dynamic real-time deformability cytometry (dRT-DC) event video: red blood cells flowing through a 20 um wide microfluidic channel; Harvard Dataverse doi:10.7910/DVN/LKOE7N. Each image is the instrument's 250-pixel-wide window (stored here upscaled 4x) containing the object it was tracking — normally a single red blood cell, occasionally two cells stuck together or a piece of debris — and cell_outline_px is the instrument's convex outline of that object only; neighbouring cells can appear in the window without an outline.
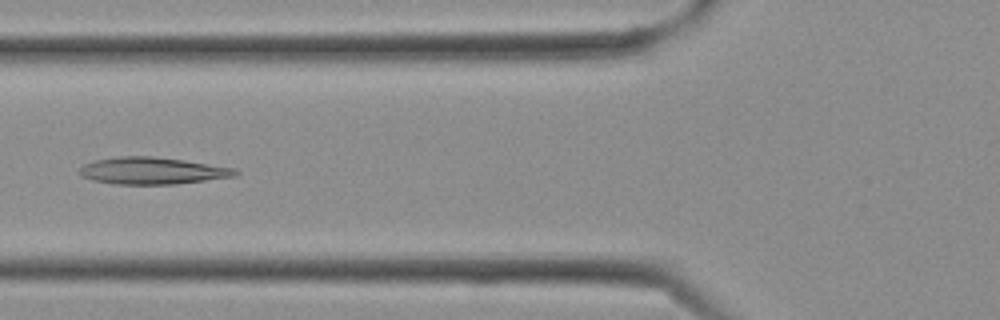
{"species": "Egyptian fruit bat (a non-hibernating species)", "species_latin": "Rousettus aegyptiacus", "temperature_condition": "cold", "stored_images_in_passage": 13, "camera_frame_rate_fps": 3000, "um_per_image_px": 0.085, "frame": {"image": 1, "passage_image": 10, "time_ms": 3.0, "image_size_px": [1000, 320], "cell_outline_px": [[240, 172], [236, 176], [176, 184], [112, 184], [92, 180], [80, 176], [80, 168], [84, 164], [92, 160], [120, 156], [152, 156], [184, 160], [236, 168]], "centroid_in_image_um": [12.93, 14.51], "position_along_channel_um": 112.9, "area_um2": 24.62}}
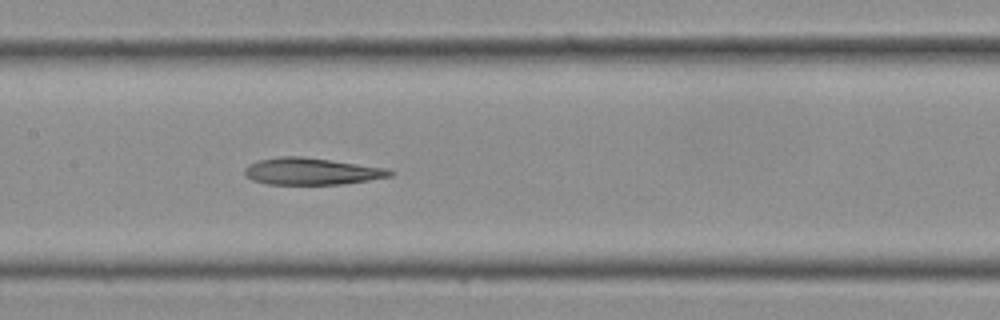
{"frame": {"image": 2, "passage_image": 13, "time_ms": 4.0, "image_size_px": [1000, 320], "cell_outline_px": [[396, 172], [392, 176], [368, 180], [340, 184], [268, 184], [252, 180], [244, 172], [244, 168], [248, 164], [260, 160], [280, 156], [300, 156], [388, 168]], "centroid_in_image_um": [26.5, 14.56], "position_along_channel_um": 180.9, "area_um2": 22.6}}